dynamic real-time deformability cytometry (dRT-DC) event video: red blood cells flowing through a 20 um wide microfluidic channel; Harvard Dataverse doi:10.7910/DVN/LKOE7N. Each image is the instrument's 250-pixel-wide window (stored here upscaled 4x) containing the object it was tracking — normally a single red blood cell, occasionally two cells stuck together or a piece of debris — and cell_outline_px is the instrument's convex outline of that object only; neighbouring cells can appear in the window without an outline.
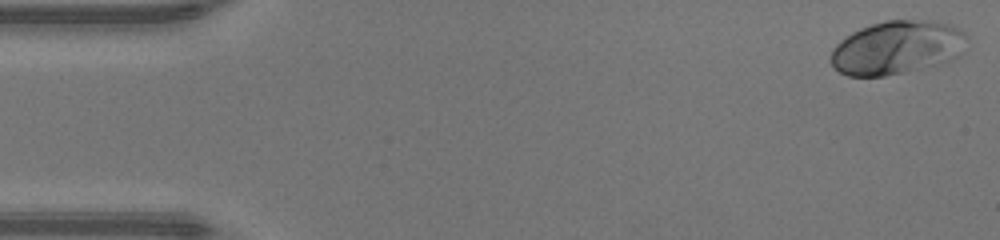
{"species": "human", "species_latin": "Homo sapiens", "temperature_condition": "warm", "stored_images_in_passage": 47, "camera_frame_rate_fps": 3000, "um_per_image_px": 0.085, "donor": {"sex": "male"}, "frame": {"image": 1, "passage_image": 1, "time_ms": 0.0, "image_size_px": [1000, 240], "cell_outline_px": [[968, 36], [964, 52], [960, 56], [952, 60], [920, 68], [884, 76], [848, 76], [840, 72], [828, 60], [832, 48], [840, 40], [852, 32], [860, 28], [872, 24], [888, 20], [932, 20], [952, 24], [964, 32]], "centroid_in_image_um": [76.26, 4.03], "position_along_channel_um": 8.7, "area_um2": 42.77}}
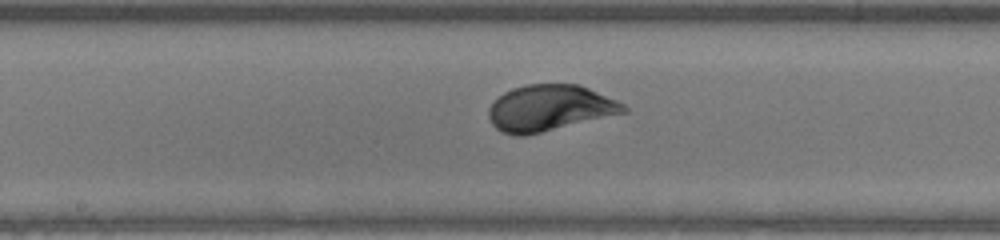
{"frame": {"image": 2, "passage_image": 24, "time_ms": 7.667, "image_size_px": [1000, 240], "cell_outline_px": [[628, 112], [524, 136], [516, 136], [500, 132], [492, 124], [488, 116], [488, 108], [504, 92], [512, 88], [528, 84], [580, 84], [616, 100], [624, 104], [628, 108]], "centroid_in_image_um": [46.71, 9.18], "position_along_channel_um": 201.5, "area_um2": 36.24}}
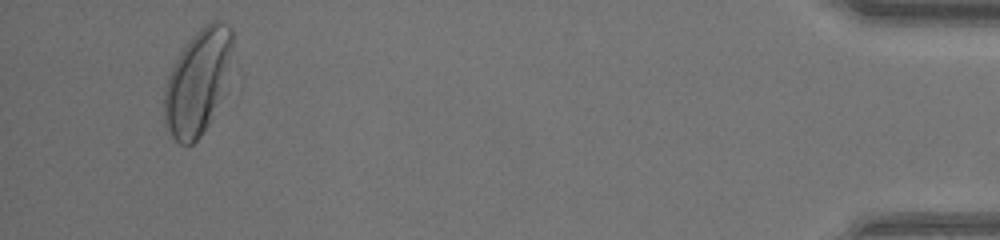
{"frame": {"image": 3, "passage_image": 45, "time_ms": 14.667, "image_size_px": [1000, 240], "cell_outline_px": [[232, 48], [216, 100], [208, 124], [200, 136], [188, 148], [180, 144], [172, 136], [164, 124], [164, 88], [168, 76], [180, 52], [200, 28], [212, 20], [220, 20], [228, 24], [232, 28]], "centroid_in_image_um": [16.72, 6.96], "position_along_channel_um": 418.5, "area_um2": 39.94}, "authors_computed_cell_mechanics": {"area_um2": 35.9516, "velocity_mm_per_s": 4.2917, "shape_relaxation_time_tau1_ms": 2.3494, "shape_relaxation_time_tau2_ms": null, "deformation_change_tau1": 0.1737, "deformation_change_tau2": null}}